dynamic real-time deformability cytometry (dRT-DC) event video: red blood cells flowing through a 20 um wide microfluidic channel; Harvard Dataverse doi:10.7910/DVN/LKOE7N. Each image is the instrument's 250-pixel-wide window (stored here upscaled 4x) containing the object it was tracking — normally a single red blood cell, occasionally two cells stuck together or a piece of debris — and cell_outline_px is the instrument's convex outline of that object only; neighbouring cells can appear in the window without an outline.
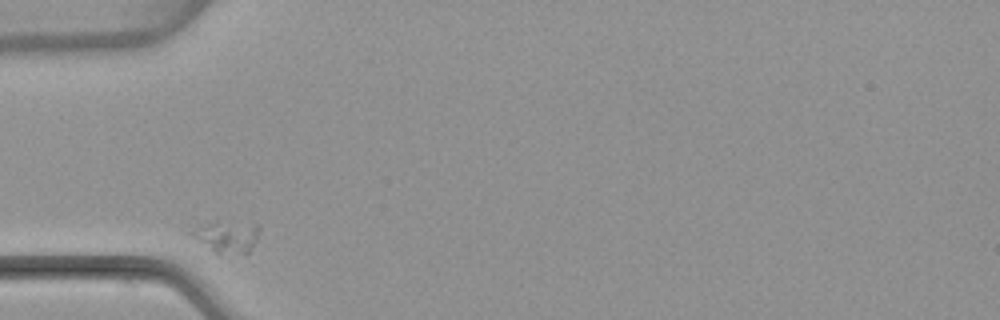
{"species": "common noctule bat (a hibernating species)", "species_latin": "Nyctalus noctula", "temperature_condition": "warm", "stored_images_in_passage": 3, "camera_frame_rate_fps": 3000, "um_per_image_px": 0.085, "animal": {"sex": "female", "body_mass_g": 22.7, "forearm_length_mm": 54.2}, "frame": {"image": 1, "passage_image": 1, "time_ms": 0.0, "image_size_px": [1000, 320], "cell_outline_px": [[260, 228], [256, 240], [252, 248], [248, 252], [220, 256], [188, 232], [196, 224], [212, 220], [216, 220], [260, 224]], "centroid_in_image_um": [19.26, 20.07], "position_along_channel_um": 65.7, "area_um2": 13.06}}
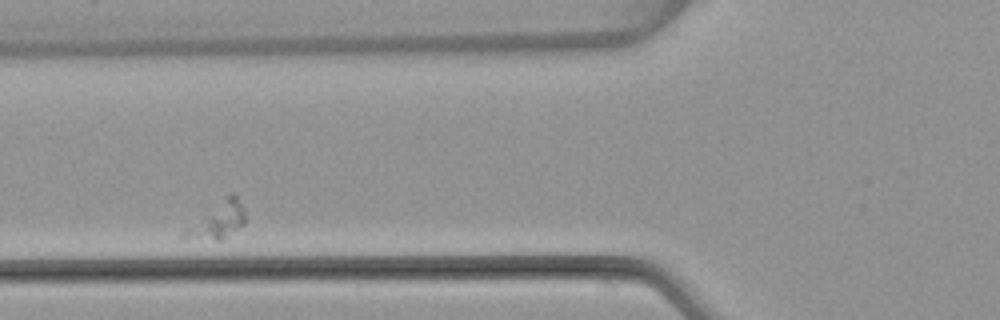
{"frame": {"image": 2, "passage_image": 2, "time_ms": 1.333, "image_size_px": [1000, 320], "cell_outline_px": [[244, 224], [220, 240], [216, 240], [180, 236], [180, 232], [184, 228], [228, 192], [232, 192], [236, 196], [244, 208]], "centroid_in_image_um": [18.47, 18.68], "position_along_channel_um": 107.3, "area_um2": 12.83}}
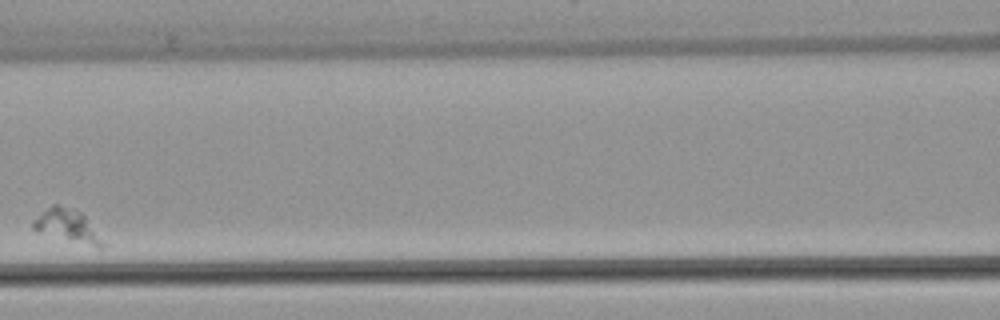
{"frame": {"image": 3, "passage_image": 3, "time_ms": 3.0, "image_size_px": [1000, 320], "cell_outline_px": [[104, 244], [100, 248], [96, 248], [32, 228], [32, 220], [52, 204], [56, 204], [80, 212], [84, 216]], "centroid_in_image_um": [5.7, 19.17], "position_along_channel_um": 160.9, "area_um2": 12.31}}